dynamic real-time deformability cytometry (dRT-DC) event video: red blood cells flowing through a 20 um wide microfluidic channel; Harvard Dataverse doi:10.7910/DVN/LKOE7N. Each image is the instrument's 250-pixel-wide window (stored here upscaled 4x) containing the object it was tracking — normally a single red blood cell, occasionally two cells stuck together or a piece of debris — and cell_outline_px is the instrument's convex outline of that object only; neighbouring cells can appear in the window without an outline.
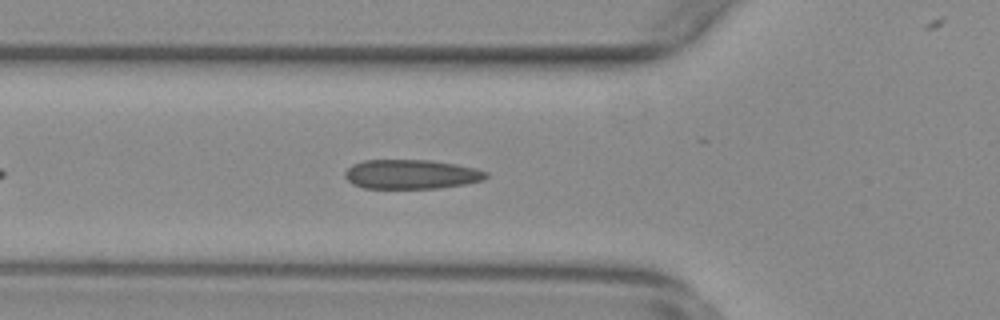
{"species": "common noctule bat (a hibernating species)", "species_latin": "Nyctalus noctula", "temperature_condition": "warm", "stored_images_in_passage": 45, "camera_frame_rate_fps": 3000, "um_per_image_px": 0.085, "animal": {"sex": "female", "body_mass_g": 29.2, "forearm_length_mm": 56.3}, "frame": {"image": 1, "passage_image": 8, "time_ms": 2.333, "image_size_px": [1000, 320], "cell_outline_px": [[488, 176], [484, 180], [464, 184], [440, 188], [364, 188], [352, 184], [344, 176], [344, 172], [352, 164], [364, 160], [432, 160], [456, 164], [476, 168], [488, 172]], "centroid_in_image_um": [34.96, 14.81], "position_along_channel_um": 90.8, "area_um2": 24.28}}
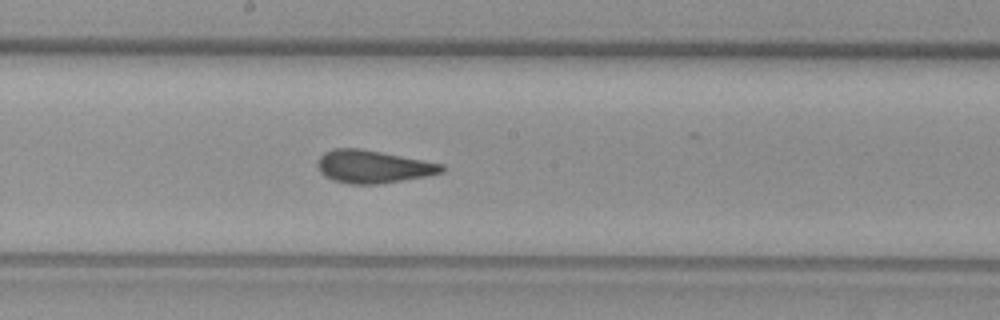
{"frame": {"image": 2, "passage_image": 18, "time_ms": 5.667, "image_size_px": [1000, 320], "cell_outline_px": [[444, 172], [424, 176], [376, 184], [348, 184], [332, 180], [324, 176], [320, 172], [316, 164], [316, 160], [324, 152], [332, 148], [360, 148], [444, 164]], "centroid_in_image_um": [31.64, 14.15], "position_along_channel_um": 216.6, "area_um2": 23.7}}
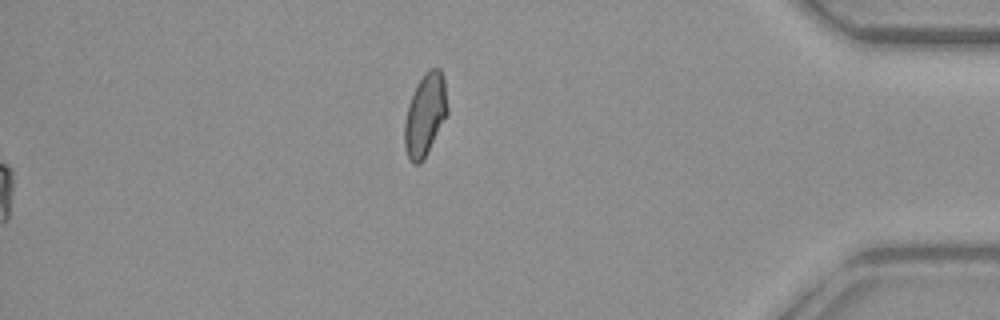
{"frame": {"image": 3, "passage_image": 45, "time_ms": 14.667, "image_size_px": [1000, 320], "cell_outline_px": [[448, 112], [424, 160], [420, 164], [412, 164], [408, 156], [404, 144], [404, 124], [408, 104], [424, 72], [428, 68], [440, 68], [444, 76], [448, 108]], "centroid_in_image_um": [36.14, 9.75], "position_along_channel_um": 399.1, "area_um2": 20.58}, "authors_computed_cell_mechanics": {"area_um2": 23.8136, "velocity_mm_per_s": 3.7512, "shape_relaxation_time_tau1_ms": 10.7007, "shape_relaxation_time_tau2_ms": 0.8639, "deformation_change_tau1": 0.2186, "deformation_change_tau2": 0.0681}}